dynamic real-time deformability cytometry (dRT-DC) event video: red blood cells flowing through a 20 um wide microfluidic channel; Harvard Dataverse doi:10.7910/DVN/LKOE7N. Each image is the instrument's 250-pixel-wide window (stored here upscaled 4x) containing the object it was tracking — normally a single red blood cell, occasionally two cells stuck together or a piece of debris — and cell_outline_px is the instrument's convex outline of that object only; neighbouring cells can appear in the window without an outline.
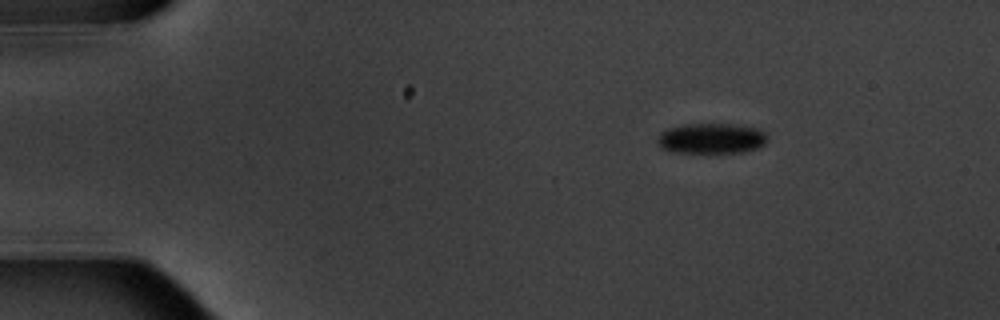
{"species": "common noctule bat (a hibernating species)", "species_latin": "Nyctalus noctula", "temperature_condition": "warm", "stored_images_in_passage": 9, "camera_frame_rate_fps": 3000, "um_per_image_px": 0.085, "animal": {"sex": "male", "body_mass_g": 20.1, "forearm_length_mm": 53.5}, "frame": {"image": 1, "passage_image": 1, "time_ms": 0.0, "image_size_px": [1000, 320], "cell_outline_px": [[764, 144], [756, 148], [744, 152], [676, 152], [660, 148], [656, 140], [660, 132], [668, 128], [684, 124], [728, 124], [760, 128], [764, 132]], "centroid_in_image_um": [60.41, 11.76], "position_along_channel_um": 24.6, "area_um2": 19.31}}
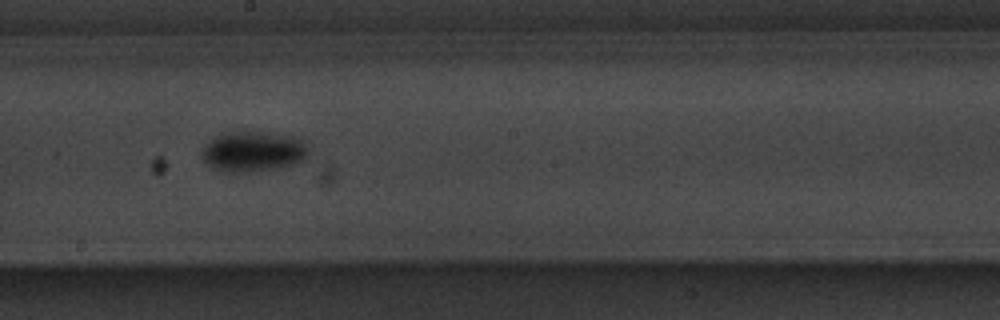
{"frame": {"image": 2, "passage_image": 8, "time_ms": 8.0, "image_size_px": [1000, 320], "cell_outline_px": [[308, 160], [300, 164], [280, 168], [244, 172], [232, 172], [216, 168], [208, 164], [200, 156], [200, 152], [204, 144], [216, 136], [232, 132], [260, 132], [292, 136], [304, 140], [308, 148]], "centroid_in_image_um": [21.58, 12.89], "position_along_channel_um": 226.6, "area_um2": 25.26}}
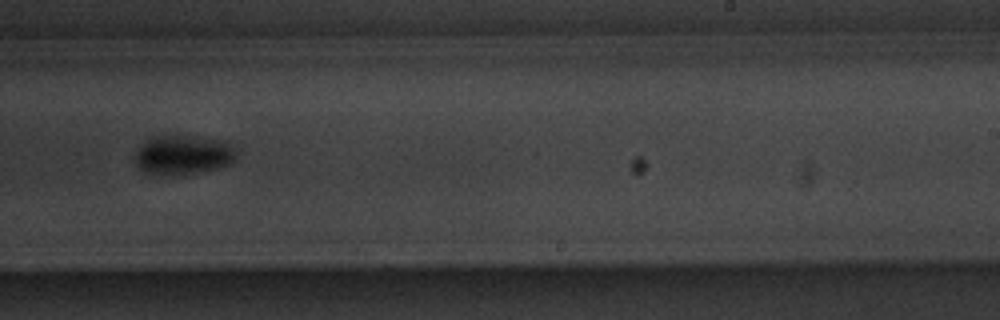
{"frame": {"image": 3, "passage_image": 9, "time_ms": 9.333, "image_size_px": [1000, 320], "cell_outline_px": [[236, 156], [228, 164], [220, 168], [172, 176], [152, 176], [144, 172], [132, 160], [136, 148], [148, 140], [156, 136], [180, 136], [224, 140], [232, 148]], "centroid_in_image_um": [15.46, 13.2], "position_along_channel_um": 273.5, "area_um2": 23.29}}